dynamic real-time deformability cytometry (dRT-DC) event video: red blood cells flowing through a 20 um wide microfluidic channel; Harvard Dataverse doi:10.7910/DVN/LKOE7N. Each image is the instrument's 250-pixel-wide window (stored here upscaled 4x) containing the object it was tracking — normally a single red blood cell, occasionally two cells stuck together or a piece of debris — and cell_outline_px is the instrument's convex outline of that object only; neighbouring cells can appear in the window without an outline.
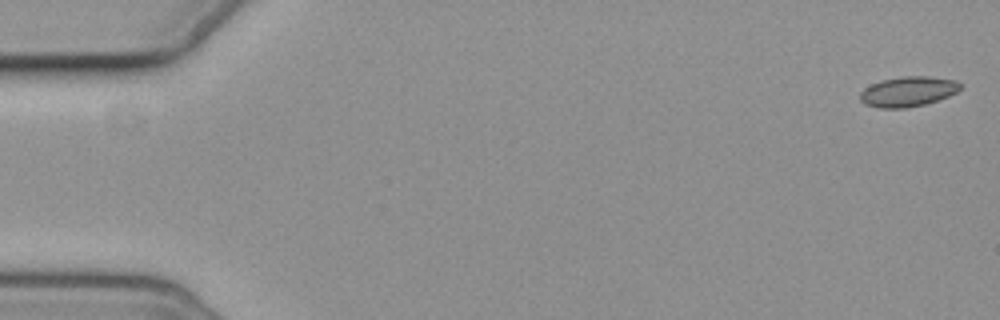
{"species": "common noctule bat (a hibernating species)", "species_latin": "Nyctalus noctula", "temperature_condition": "cold", "stored_images_in_passage": 7, "camera_frame_rate_fps": 3000, "um_per_image_px": 0.085, "animal": {"sex": "female", "body_mass_g": 19.3, "forearm_length_mm": 54.1}, "frame": {"image": 1, "passage_image": 1, "time_ms": 0.0, "image_size_px": [1000, 320], "cell_outline_px": [[964, 84], [956, 92], [948, 96], [924, 104], [904, 108], [880, 108], [864, 104], [860, 100], [860, 92], [864, 88], [872, 84], [884, 80], [900, 76], [928, 76], [956, 80]], "centroid_in_image_um": [77.18, 7.77], "position_along_channel_um": 7.8, "area_um2": 17.51}}
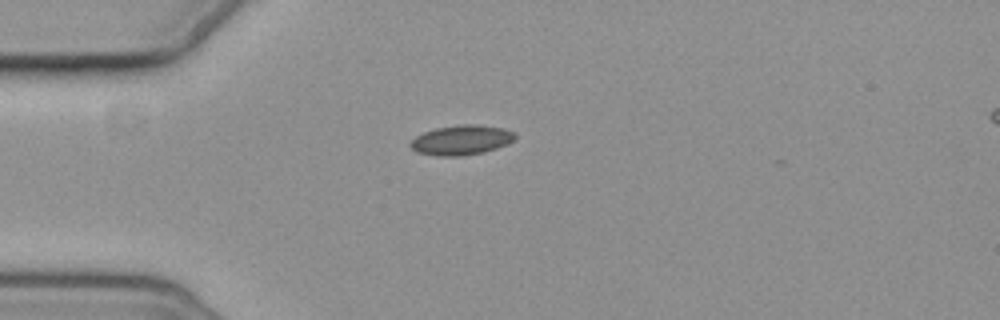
{"frame": {"image": 2, "passage_image": 5, "time_ms": 4.667, "image_size_px": [1000, 320], "cell_outline_px": [[516, 136], [508, 144], [484, 152], [460, 156], [436, 156], [416, 152], [408, 144], [416, 136], [424, 132], [436, 128], [460, 124], [480, 124], [504, 128], [516, 132]], "centroid_in_image_um": [39.23, 11.9], "position_along_channel_um": 45.8, "area_um2": 18.32}}
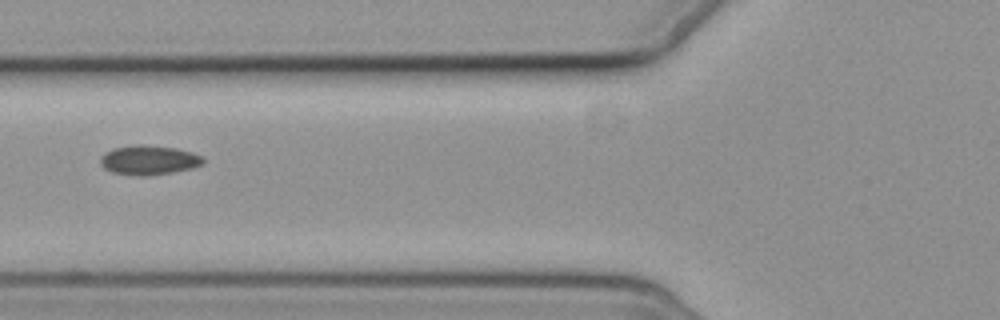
{"frame": {"image": 3, "passage_image": 7, "time_ms": 7.0, "image_size_px": [1000, 320], "cell_outline_px": [[204, 164], [192, 168], [172, 172], [148, 176], [136, 176], [112, 172], [104, 168], [100, 164], [100, 156], [104, 152], [112, 148], [140, 144], [144, 144], [176, 148], [192, 152], [204, 156]], "centroid_in_image_um": [12.65, 13.6], "position_along_channel_um": 113.2, "area_um2": 17.92}}